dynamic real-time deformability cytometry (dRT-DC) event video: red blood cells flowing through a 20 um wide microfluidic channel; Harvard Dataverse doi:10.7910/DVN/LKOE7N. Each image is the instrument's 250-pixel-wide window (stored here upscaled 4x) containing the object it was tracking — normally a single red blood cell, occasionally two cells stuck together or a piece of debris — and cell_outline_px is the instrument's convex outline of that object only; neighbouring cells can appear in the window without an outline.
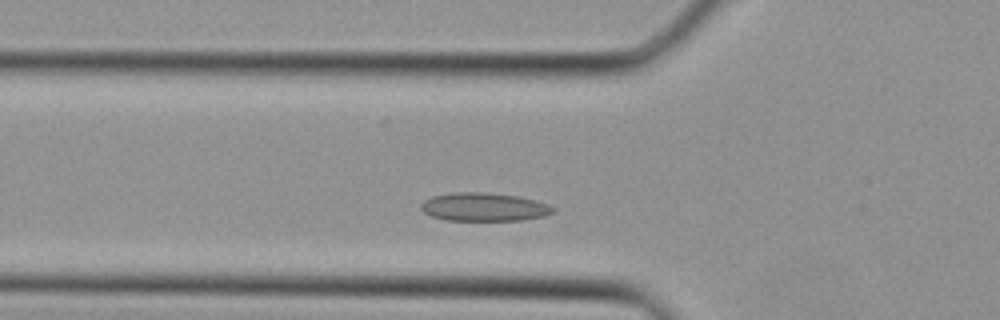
{"species": "Egyptian fruit bat (a non-hibernating species)", "species_latin": "Rousettus aegyptiacus", "temperature_condition": "cold", "stored_images_in_passage": 31, "camera_frame_rate_fps": 3000, "um_per_image_px": 0.085, "animal": {"sex": "female"}, "frame": {"image": 1, "passage_image": 5, "time_ms": 1.333, "image_size_px": [1000, 320], "cell_outline_px": [[556, 212], [544, 216], [520, 220], [444, 220], [432, 216], [424, 212], [420, 208], [420, 204], [424, 200], [432, 196], [452, 192], [484, 192], [520, 196], [536, 200], [548, 204], [556, 208]], "centroid_in_image_um": [41.16, 17.58], "position_along_channel_um": 84.6, "area_um2": 22.02}}
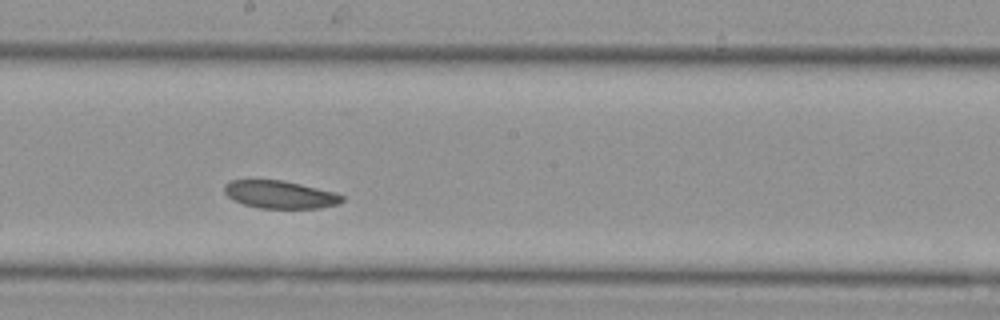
{"frame": {"image": 2, "passage_image": 13, "time_ms": 4.0, "image_size_px": [1000, 320], "cell_outline_px": [[344, 200], [336, 204], [320, 208], [260, 208], [244, 204], [228, 196], [224, 192], [224, 184], [232, 180], [280, 180], [300, 184], [332, 192], [344, 196]], "centroid_in_image_um": [23.78, 16.54], "position_along_channel_um": 224.4, "area_um2": 18.67}}
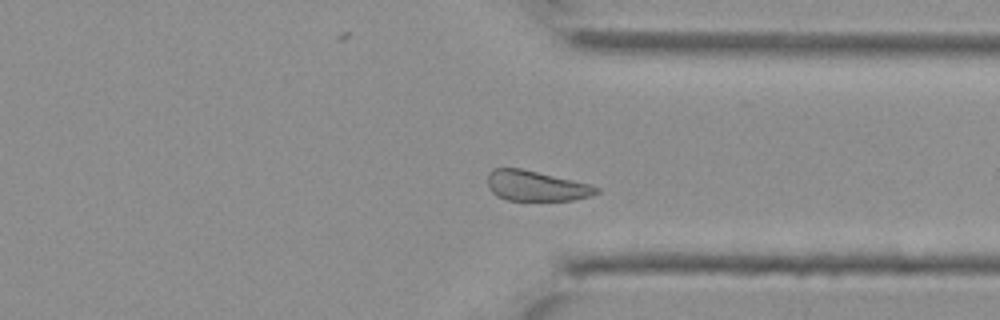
{"frame": {"image": 3, "passage_image": 21, "time_ms": 6.667, "image_size_px": [1000, 320], "cell_outline_px": [[600, 192], [592, 196], [572, 200], [508, 200], [496, 196], [488, 188], [488, 172], [492, 168], [520, 168], [592, 184], [600, 188]], "centroid_in_image_um": [45.59, 15.8], "position_along_channel_um": 365.8, "area_um2": 19.36}}